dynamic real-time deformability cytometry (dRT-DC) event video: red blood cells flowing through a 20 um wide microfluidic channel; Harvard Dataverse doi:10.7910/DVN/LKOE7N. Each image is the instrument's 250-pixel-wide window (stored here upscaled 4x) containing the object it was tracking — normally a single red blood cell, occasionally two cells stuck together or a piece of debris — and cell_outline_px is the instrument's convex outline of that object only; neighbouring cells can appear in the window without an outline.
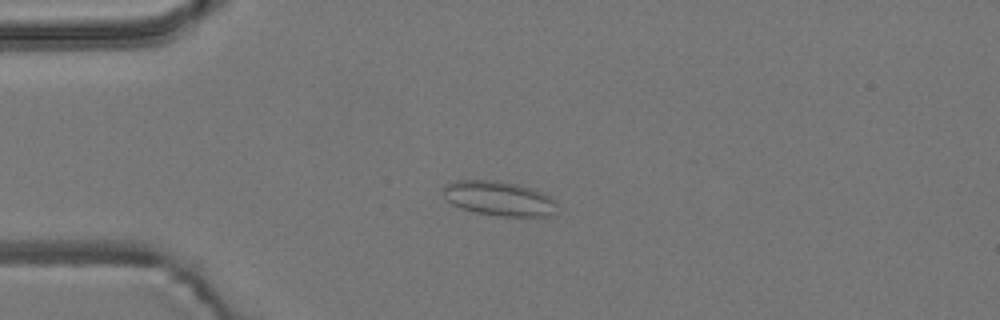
{"species": "common noctule bat (a hibernating species)", "species_latin": "Nyctalus noctula", "temperature_condition": "room temperature", "stored_images_in_passage": 55, "camera_frame_rate_fps": 3000, "um_per_image_px": 0.085, "animal": {"sex": "male", "body_mass_g": 19.2, "forearm_length_mm": 51.8}, "frame": {"image": 1, "passage_image": 13, "time_ms": 4.0, "image_size_px": [1000, 320], "cell_outline_px": [[556, 212], [552, 216], [500, 216], [476, 212], [460, 208], [452, 204], [444, 196], [444, 184], [456, 180], [500, 180], [536, 188], [556, 200]], "centroid_in_image_um": [42.45, 16.85], "position_along_channel_um": 42.5, "area_um2": 23.29}}
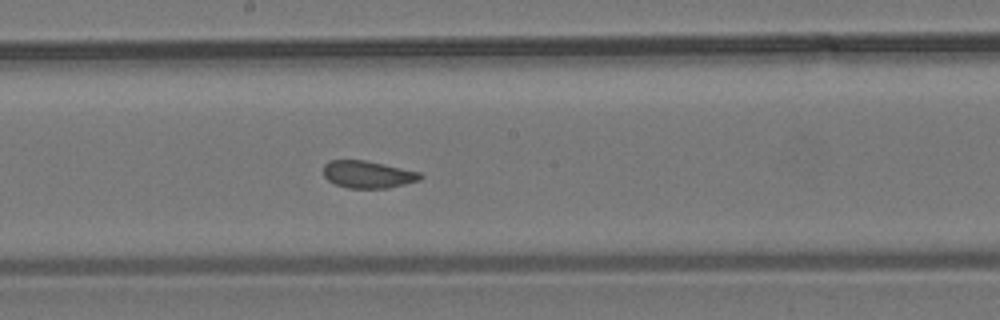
{"frame": {"image": 2, "passage_image": 29, "time_ms": 9.333, "image_size_px": [1000, 320], "cell_outline_px": [[424, 176], [420, 180], [388, 188], [348, 188], [336, 184], [328, 180], [324, 176], [324, 164], [328, 160], [364, 160], [420, 172]], "centroid_in_image_um": [31.26, 14.82], "position_along_channel_um": 216.9, "area_um2": 15.32}}
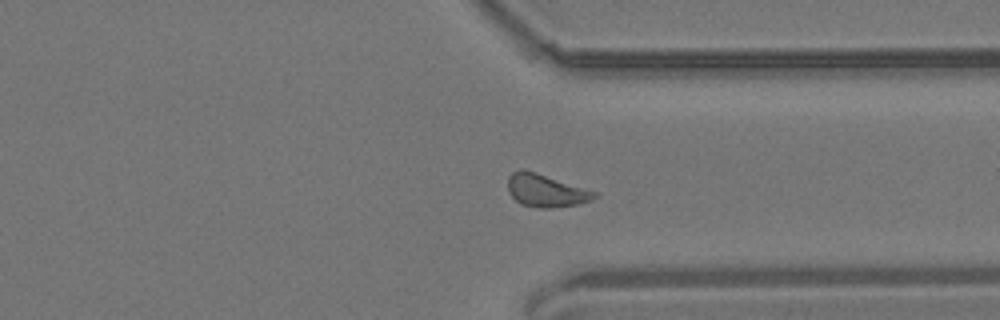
{"frame": {"image": 3, "passage_image": 41, "time_ms": 13.333, "image_size_px": [1000, 320], "cell_outline_px": [[596, 196], [592, 200], [580, 204], [552, 208], [540, 208], [520, 204], [508, 192], [508, 176], [512, 172], [520, 168], [524, 168], [596, 192]], "centroid_in_image_um": [46.36, 16.19], "position_along_channel_um": 365.0, "area_um2": 16.53}, "authors_computed_cell_mechanics": {"area_um2": 16.184, "velocity_mm_per_s": 3.7097, "shape_relaxation_time_tau1_ms": null, "shape_relaxation_time_tau2_ms": 0.8774, "deformation_change_tau1": null, "deformation_change_tau2": 0.0738}}